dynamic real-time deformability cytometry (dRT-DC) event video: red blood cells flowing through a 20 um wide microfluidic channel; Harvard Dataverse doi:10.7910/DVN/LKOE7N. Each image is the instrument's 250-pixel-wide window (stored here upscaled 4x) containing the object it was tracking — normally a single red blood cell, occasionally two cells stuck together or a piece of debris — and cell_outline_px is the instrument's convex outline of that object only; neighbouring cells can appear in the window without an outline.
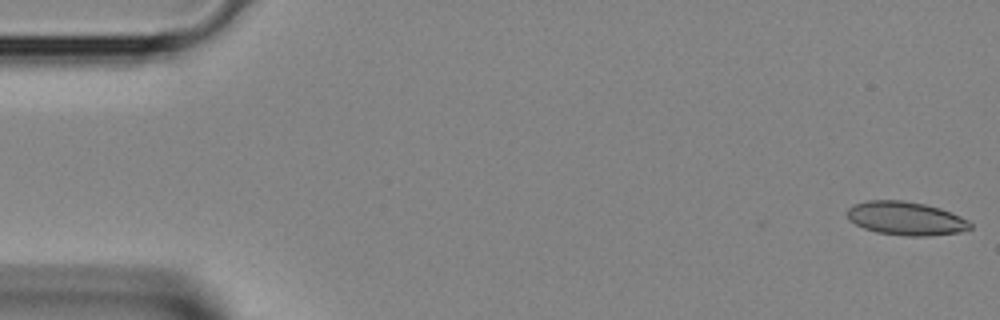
{"species": "Egyptian fruit bat (a non-hibernating species)", "species_latin": "Rousettus aegyptiacus", "temperature_condition": "room temperature", "stored_images_in_passage": 40, "segment_of_instrument_passage": [1, 2], "camera_frame_rate_fps": 3000, "um_per_image_px": 0.085, "animal": {"sex": "female"}, "frame": {"image": 1, "passage_image": 1, "time_ms": 0.0, "image_size_px": [1000, 320], "cell_outline_px": [[972, 228], [960, 232], [928, 236], [904, 236], [876, 232], [864, 228], [856, 224], [848, 216], [848, 208], [852, 204], [868, 200], [904, 200], [924, 204], [940, 208], [952, 212], [968, 220], [972, 224]], "centroid_in_image_um": [77.02, 18.56], "position_along_channel_um": 8.0, "area_um2": 24.1}}
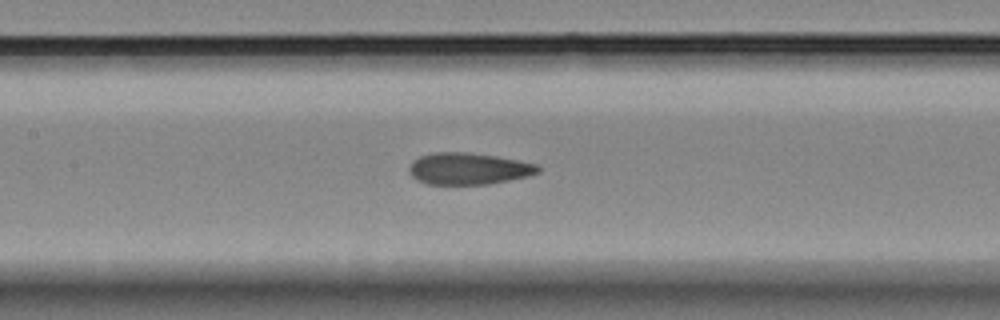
{"frame": {"image": 2, "passage_image": 18, "time_ms": 5.667, "image_size_px": [1000, 320], "cell_outline_px": [[540, 172], [528, 176], [488, 184], [428, 184], [416, 180], [408, 172], [408, 168], [420, 156], [436, 152], [464, 152], [496, 156], [536, 164], [540, 168]], "centroid_in_image_um": [39.81, 14.34], "position_along_channel_um": 167.6, "area_um2": 23.58}}
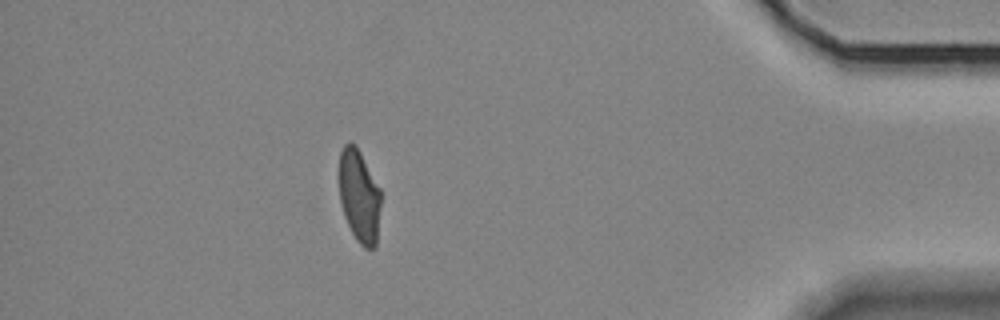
{"frame": {"image": 3, "passage_image": 35, "time_ms": 11.333, "image_size_px": [1000, 320], "cell_outline_px": [[380, 204], [376, 248], [364, 248], [356, 240], [344, 216], [340, 204], [340, 152], [344, 144], [348, 140], [356, 144], [380, 188]], "centroid_in_image_um": [30.53, 16.65], "position_along_channel_um": 404.7, "area_um2": 22.6}}